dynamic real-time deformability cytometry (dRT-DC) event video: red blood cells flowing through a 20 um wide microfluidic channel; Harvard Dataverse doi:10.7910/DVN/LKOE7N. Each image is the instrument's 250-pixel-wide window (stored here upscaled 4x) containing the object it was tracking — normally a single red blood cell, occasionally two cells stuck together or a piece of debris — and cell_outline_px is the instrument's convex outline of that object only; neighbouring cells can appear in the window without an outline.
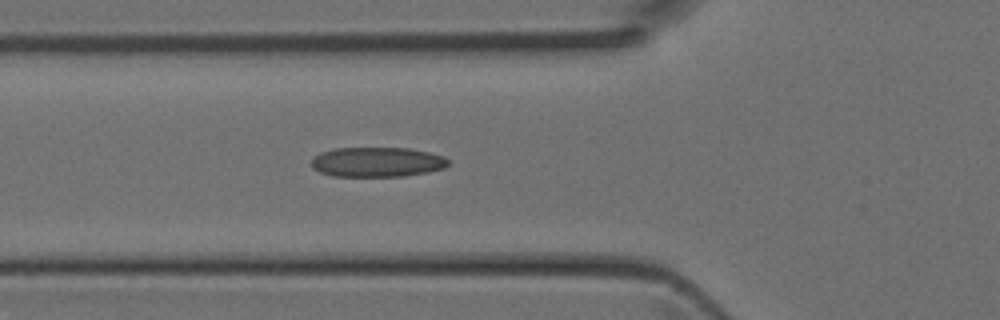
{"species": "Egyptian fruit bat (a non-hibernating species)", "species_latin": "Rousettus aegyptiacus", "temperature_condition": "room temperature", "stored_images_in_passage": 29, "camera_frame_rate_fps": 3000, "um_per_image_px": 0.085, "animal": {"sex": "female"}, "frame": {"image": 1, "passage_image": 2, "time_ms": 0.333, "image_size_px": [1000, 320], "cell_outline_px": [[448, 164], [444, 168], [428, 172], [404, 176], [332, 176], [320, 172], [312, 168], [312, 156], [320, 152], [332, 148], [408, 148], [428, 152], [444, 156], [448, 160]], "centroid_in_image_um": [32.02, 13.77], "position_along_channel_um": 93.8, "area_um2": 23.87}}
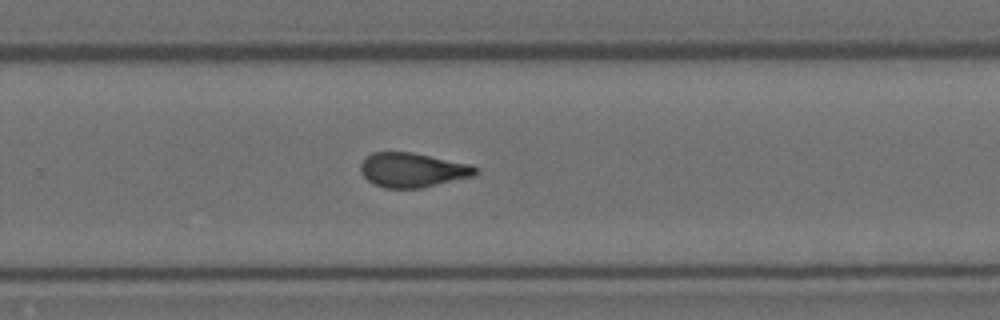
{"frame": {"image": 2, "passage_image": 15, "time_ms": 4.667, "image_size_px": [1000, 320], "cell_outline_px": [[480, 172], [476, 176], [420, 188], [384, 188], [368, 180], [360, 172], [360, 164], [364, 156], [372, 152], [412, 152], [472, 164]], "centroid_in_image_um": [35.08, 14.44], "position_along_channel_um": 294.7, "area_um2": 23.35}}
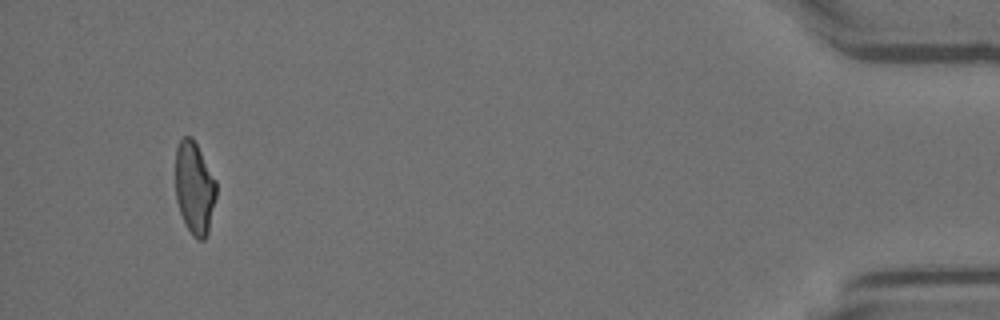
{"frame": {"image": 3, "passage_image": 28, "time_ms": 9.0, "image_size_px": [1000, 320], "cell_outline_px": [[216, 196], [208, 232], [204, 240], [196, 240], [192, 236], [184, 224], [176, 200], [176, 148], [180, 140], [184, 136], [192, 136], [216, 180]], "centroid_in_image_um": [16.52, 16.0], "position_along_channel_um": 418.7, "area_um2": 22.08}}